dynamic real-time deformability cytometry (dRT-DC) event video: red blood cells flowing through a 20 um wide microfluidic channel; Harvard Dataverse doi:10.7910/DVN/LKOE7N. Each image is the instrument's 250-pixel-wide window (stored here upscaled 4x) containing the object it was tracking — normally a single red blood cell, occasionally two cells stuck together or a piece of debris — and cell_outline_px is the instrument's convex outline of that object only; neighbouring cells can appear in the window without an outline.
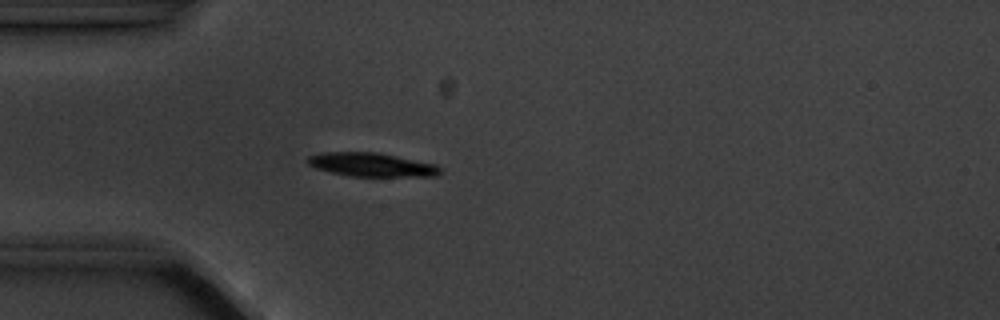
{"species": "common noctule bat (a hibernating species)", "species_latin": "Nyctalus noctula", "temperature_condition": "cold", "stored_images_in_passage": 4, "camera_frame_rate_fps": 3000, "um_per_image_px": 0.085, "animal": {"sex": "male", "body_mass_g": 20.1, "forearm_length_mm": 53.5}, "frame": {"image": 1, "passage_image": 4, "time_ms": 3.333, "image_size_px": [1000, 320], "cell_outline_px": [[444, 172], [436, 176], [348, 176], [316, 168], [308, 164], [304, 160], [308, 156], [320, 152], [376, 152], [436, 164], [444, 168]], "centroid_in_image_um": [31.6, 14.0], "position_along_channel_um": 53.4, "area_um2": 18.5}}